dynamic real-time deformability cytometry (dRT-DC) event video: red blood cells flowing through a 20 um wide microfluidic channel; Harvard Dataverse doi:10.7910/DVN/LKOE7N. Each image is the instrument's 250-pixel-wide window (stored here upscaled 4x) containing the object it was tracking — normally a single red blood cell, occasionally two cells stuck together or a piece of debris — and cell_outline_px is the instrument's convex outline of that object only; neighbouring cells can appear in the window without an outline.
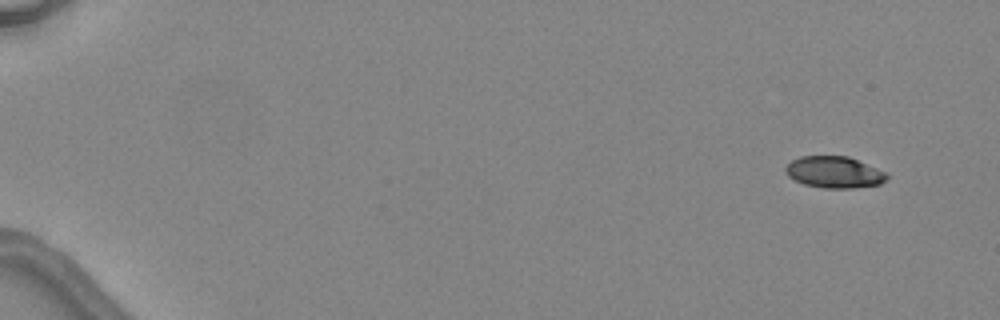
{"species": "common noctule bat (a hibernating species)", "species_latin": "Nyctalus noctula", "temperature_condition": "warm", "stored_images_in_passage": 5, "camera_frame_rate_fps": 3000, "um_per_image_px": 0.085, "animal": {"sex": "female", "body_mass_g": 24.6, "forearm_length_mm": 56.2}, "frame": {"image": 1, "passage_image": 1, "time_ms": 0.0, "image_size_px": [1000, 320], "cell_outline_px": [[888, 176], [880, 184], [852, 188], [824, 188], [804, 184], [788, 176], [784, 172], [784, 168], [792, 160], [800, 156], [848, 156], [888, 172]], "centroid_in_image_um": [70.91, 14.63], "position_along_channel_um": 14.1, "area_um2": 18.67}}